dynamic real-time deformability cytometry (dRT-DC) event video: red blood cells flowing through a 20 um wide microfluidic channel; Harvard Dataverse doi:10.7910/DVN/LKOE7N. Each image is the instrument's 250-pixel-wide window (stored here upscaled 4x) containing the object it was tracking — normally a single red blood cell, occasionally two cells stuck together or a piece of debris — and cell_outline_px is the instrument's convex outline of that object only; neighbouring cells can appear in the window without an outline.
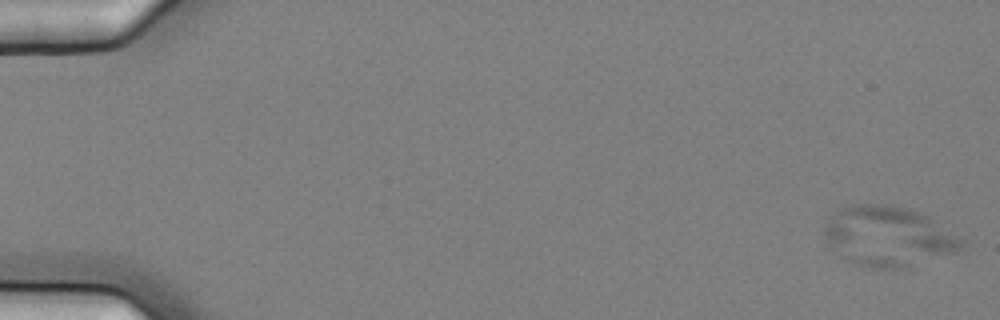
{"species": "common noctule bat (a hibernating species)", "species_latin": "Nyctalus noctula", "temperature_condition": "cold", "stored_images_in_passage": 7, "camera_frame_rate_fps": 3000, "um_per_image_px": 0.085, "animal": {"sex": "female", "body_mass_g": 25.1}, "frame": {"image": 1, "passage_image": 2, "time_ms": 0.333, "image_size_px": [1000, 320], "cell_outline_px": [[964, 244], [960, 248], [952, 252], [904, 268], [872, 268], [856, 264], [848, 260], [824, 236], [824, 224], [840, 208], [852, 204], [892, 204], [908, 208], [920, 212], [928, 216], [964, 240]], "centroid_in_image_um": [75.5, 20.05], "position_along_channel_um": 9.5, "area_um2": 47.11}}
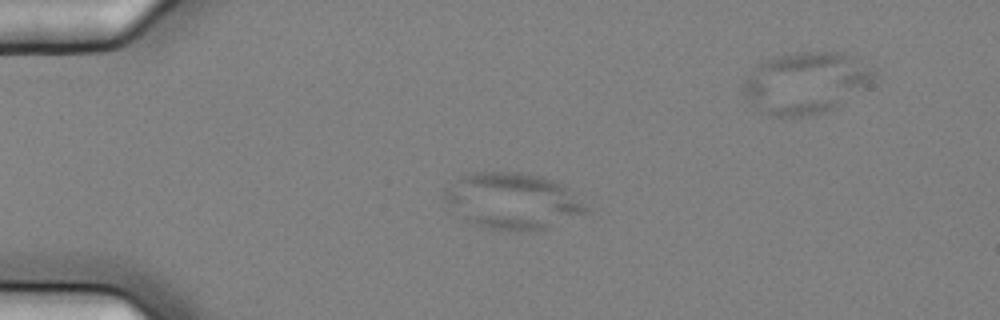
{"frame": {"image": 2, "passage_image": 5, "time_ms": 1.333, "image_size_px": [1000, 320], "cell_outline_px": [[588, 212], [536, 232], [516, 232], [488, 228], [472, 224], [464, 220], [444, 196], [444, 188], [448, 184], [472, 172], [520, 172], [544, 176], [560, 180], [588, 208]], "centroid_in_image_um": [43.61, 17.08], "position_along_channel_um": 41.4, "area_um2": 46.59}}